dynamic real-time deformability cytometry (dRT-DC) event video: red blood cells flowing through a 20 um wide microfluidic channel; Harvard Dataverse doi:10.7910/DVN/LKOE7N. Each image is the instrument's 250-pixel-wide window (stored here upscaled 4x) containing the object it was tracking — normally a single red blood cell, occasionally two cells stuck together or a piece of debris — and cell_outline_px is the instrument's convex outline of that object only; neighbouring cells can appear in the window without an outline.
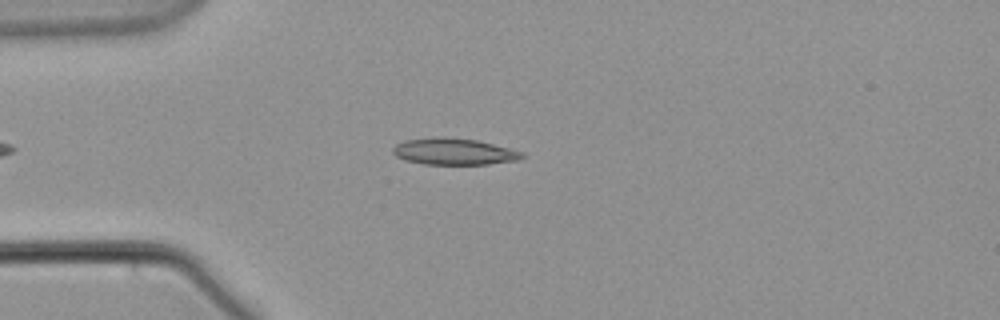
{"species": "common noctule bat (a hibernating species)", "species_latin": "Nyctalus noctula", "temperature_condition": "warm", "stored_images_in_passage": 46, "camera_frame_rate_fps": 3000, "um_per_image_px": 0.085, "animal": {"sex": "male", "body_mass_g": 21.5, "forearm_length_mm": 52.0}, "frame": {"image": 1, "passage_image": 4, "time_ms": 1.0, "image_size_px": [1000, 320], "cell_outline_px": [[524, 156], [520, 160], [488, 164], [424, 164], [404, 160], [396, 156], [392, 152], [392, 148], [396, 144], [404, 140], [436, 136], [444, 136], [476, 140], [524, 152]], "centroid_in_image_um": [38.55, 12.87], "position_along_channel_um": 46.4, "area_um2": 20.11}}
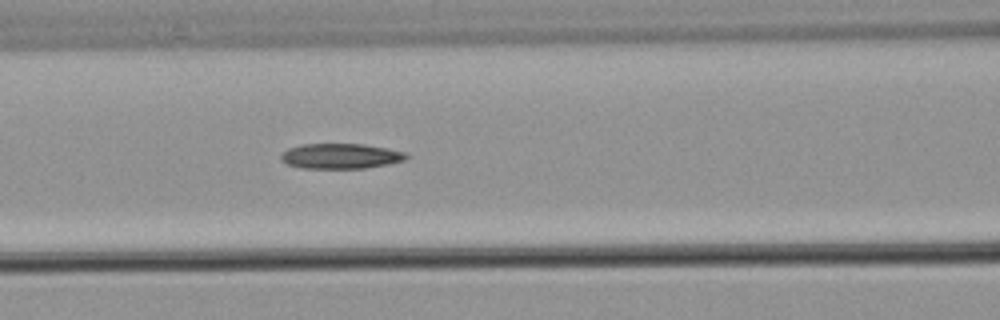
{"frame": {"image": 2, "passage_image": 13, "time_ms": 4.0, "image_size_px": [1000, 320], "cell_outline_px": [[408, 156], [404, 160], [388, 164], [364, 168], [300, 168], [288, 164], [280, 160], [280, 156], [288, 148], [300, 144], [364, 144], [404, 152]], "centroid_in_image_um": [28.91, 13.27], "position_along_channel_um": 137.7, "area_um2": 18.26}}
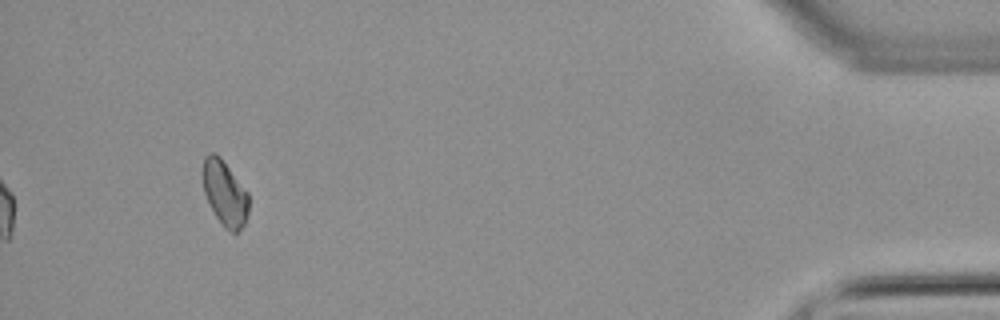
{"frame": {"image": 3, "passage_image": 42, "time_ms": 13.667, "image_size_px": [1000, 320], "cell_outline_px": [[248, 212], [244, 224], [236, 236], [228, 232], [224, 228], [216, 216], [204, 192], [200, 176], [200, 172], [204, 156], [208, 152], [216, 152], [220, 156], [248, 192]], "centroid_in_image_um": [19.07, 16.4], "position_along_channel_um": 416.1, "area_um2": 17.98}}